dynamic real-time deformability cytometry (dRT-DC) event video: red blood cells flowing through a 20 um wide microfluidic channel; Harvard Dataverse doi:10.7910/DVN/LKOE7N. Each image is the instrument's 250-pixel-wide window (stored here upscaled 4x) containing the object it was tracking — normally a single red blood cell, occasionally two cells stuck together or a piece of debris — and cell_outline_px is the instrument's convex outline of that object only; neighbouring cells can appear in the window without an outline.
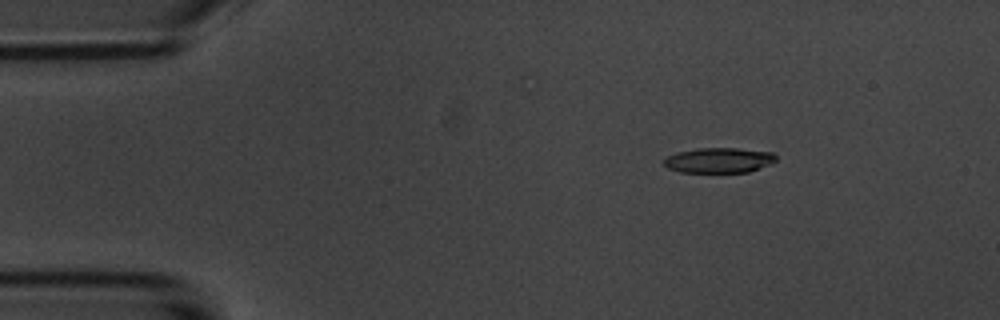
{"species": "common noctule bat (a hibernating species)", "species_latin": "Nyctalus noctula", "temperature_condition": "room temperature", "stored_images_in_passage": 7, "camera_frame_rate_fps": 3000, "um_per_image_px": 0.085, "animal": {"sex": "male", "body_mass_g": 20.1, "forearm_length_mm": 53.5}, "frame": {"image": 1, "passage_image": 3, "time_ms": 2.333, "image_size_px": [1000, 320], "cell_outline_px": [[776, 160], [772, 164], [748, 172], [680, 172], [668, 168], [664, 164], [664, 160], [668, 156], [676, 152], [700, 148], [736, 148], [772, 152], [776, 156]], "centroid_in_image_um": [61.13, 13.62], "position_along_channel_um": 23.9, "area_um2": 16.42}}
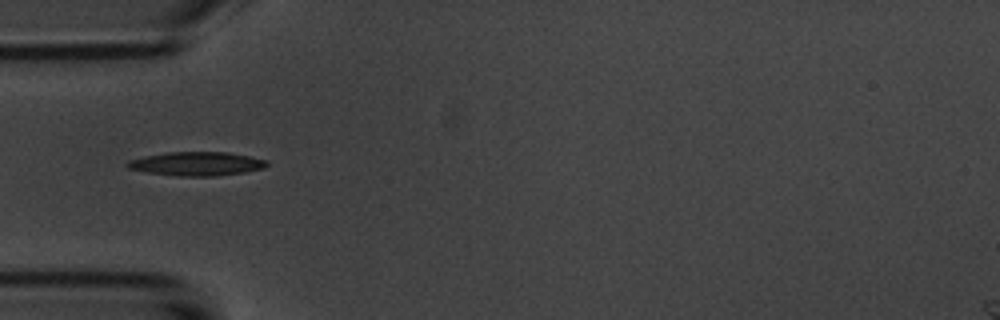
{"frame": {"image": 2, "passage_image": 5, "time_ms": 5.333, "image_size_px": [1000, 320], "cell_outline_px": [[268, 164], [264, 168], [244, 172], [216, 176], [176, 176], [148, 172], [128, 168], [124, 164], [128, 160], [144, 156], [168, 152], [228, 152], [268, 160]], "centroid_in_image_um": [16.7, 13.92], "position_along_channel_um": 68.3, "area_um2": 19.36}}
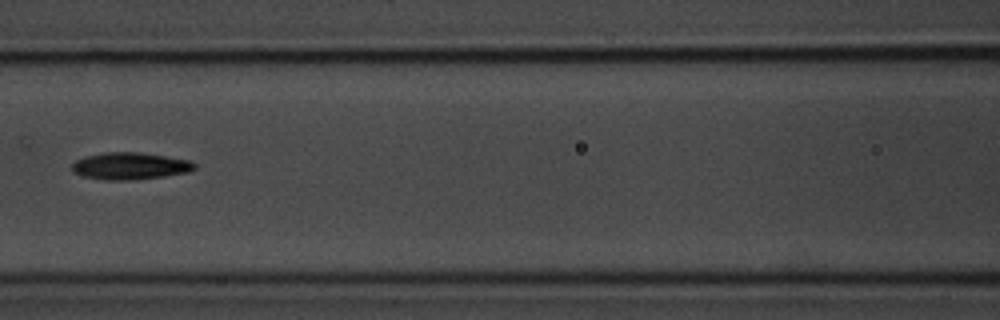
{"frame": {"image": 3, "passage_image": 7, "time_ms": 7.667, "image_size_px": [1000, 320], "cell_outline_px": [[196, 168], [188, 172], [164, 176], [128, 180], [108, 180], [80, 176], [72, 172], [72, 164], [76, 160], [84, 156], [104, 152], [140, 152], [192, 160], [196, 164]], "centroid_in_image_um": [11.04, 14.1], "position_along_channel_um": 155.6, "area_um2": 19.48}}